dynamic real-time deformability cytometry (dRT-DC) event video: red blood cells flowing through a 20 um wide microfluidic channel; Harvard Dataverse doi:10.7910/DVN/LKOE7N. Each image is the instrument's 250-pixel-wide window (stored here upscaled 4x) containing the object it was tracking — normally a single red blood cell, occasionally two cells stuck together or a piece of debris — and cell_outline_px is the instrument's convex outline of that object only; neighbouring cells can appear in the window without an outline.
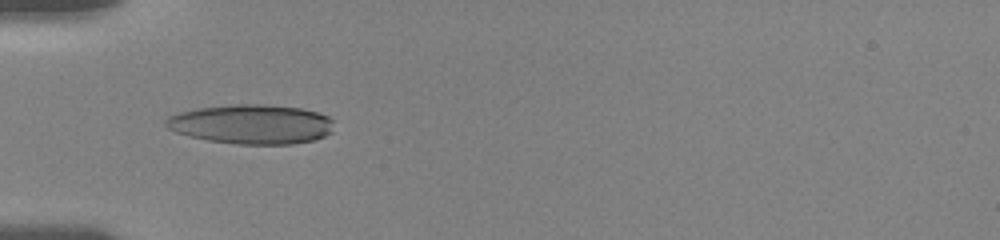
{"species": "human", "species_latin": "Homo sapiens", "temperature_condition": "room temperature", "stored_images_in_passage": 14, "camera_frame_rate_fps": 3000, "um_per_image_px": 0.085, "donor": {"sex": "female"}, "frame": {"image": 1, "passage_image": 12, "time_ms": 6.0, "image_size_px": [1000, 240], "cell_outline_px": [[332, 132], [316, 140], [292, 144], [236, 144], [208, 140], [188, 136], [176, 132], [168, 128], [164, 124], [164, 120], [168, 116], [176, 112], [196, 108], [236, 104], [264, 104], [300, 108], [316, 112], [328, 116], [332, 120]], "centroid_in_image_um": [21.34, 10.55], "position_along_channel_um": 63.7, "area_um2": 38.9}}
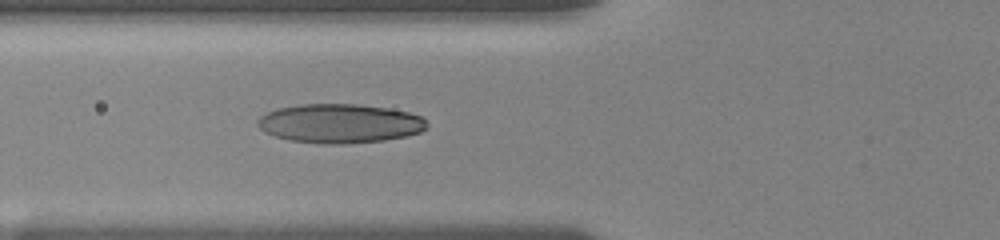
{"frame": {"image": 2, "passage_image": 14, "time_ms": 7.0, "image_size_px": [1000, 240], "cell_outline_px": [[428, 124], [420, 132], [408, 136], [384, 140], [344, 144], [324, 144], [292, 140], [276, 136], [264, 132], [256, 124], [256, 120], [260, 116], [268, 112], [280, 108], [300, 104], [356, 104], [388, 108], [408, 112], [420, 116]], "centroid_in_image_um": [28.87, 10.49], "position_along_channel_um": 96.9, "area_um2": 38.44}}